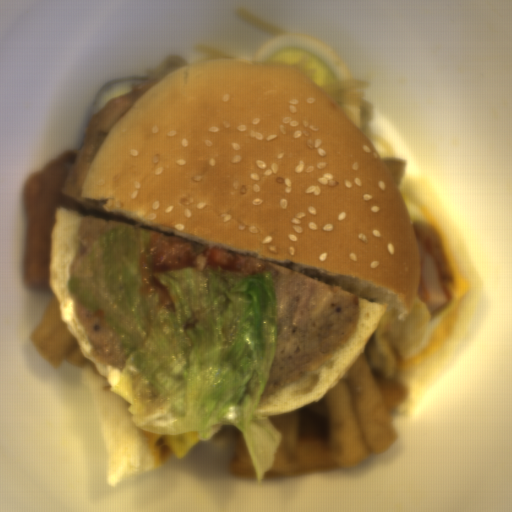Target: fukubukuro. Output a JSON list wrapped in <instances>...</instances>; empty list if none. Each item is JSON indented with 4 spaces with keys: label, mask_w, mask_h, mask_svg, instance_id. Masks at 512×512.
Instances as JSON below:
<instances>
[{
    "label": "fukubukuro",
    "mask_w": 512,
    "mask_h": 512,
    "mask_svg": "<svg viewBox=\"0 0 512 512\" xmlns=\"http://www.w3.org/2000/svg\"><path fill=\"white\" fill-rule=\"evenodd\" d=\"M406 398L405 387L372 363L367 341L323 399L266 417L283 442L263 479L348 470L384 454L395 438L392 414Z\"/></svg>",
    "instance_id": "1"
},
{
    "label": "fukubukuro",
    "mask_w": 512,
    "mask_h": 512,
    "mask_svg": "<svg viewBox=\"0 0 512 512\" xmlns=\"http://www.w3.org/2000/svg\"><path fill=\"white\" fill-rule=\"evenodd\" d=\"M230 473L248 478H258L252 457L241 430H239L232 449L229 463Z\"/></svg>",
    "instance_id": "3"
},
{
    "label": "fukubukuro",
    "mask_w": 512,
    "mask_h": 512,
    "mask_svg": "<svg viewBox=\"0 0 512 512\" xmlns=\"http://www.w3.org/2000/svg\"><path fill=\"white\" fill-rule=\"evenodd\" d=\"M30 339L51 367L58 368L61 362L68 361L83 369L89 363V360L83 358L77 339L71 336L66 323L60 317L59 301L53 291Z\"/></svg>",
    "instance_id": "2"
}]
</instances>
